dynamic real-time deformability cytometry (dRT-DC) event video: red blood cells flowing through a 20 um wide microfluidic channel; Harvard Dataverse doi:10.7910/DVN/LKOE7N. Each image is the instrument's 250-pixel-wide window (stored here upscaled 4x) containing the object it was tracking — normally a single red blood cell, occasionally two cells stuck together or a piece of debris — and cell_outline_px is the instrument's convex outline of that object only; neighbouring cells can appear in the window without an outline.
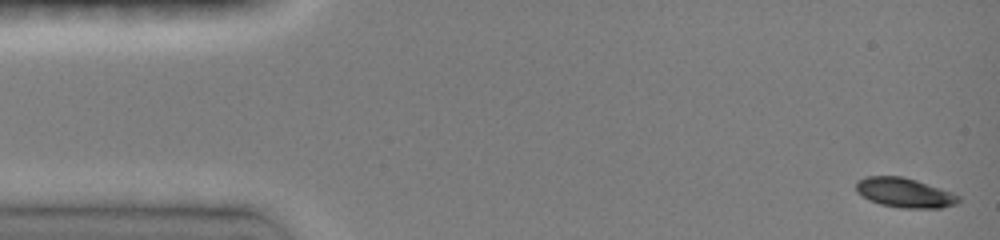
{"species": "common noctule bat (a hibernating species)", "species_latin": "Nyctalus noctula", "temperature_condition": "room temperature", "stored_images_in_passage": 23, "camera_frame_rate_fps": 3000, "um_per_image_px": 0.085, "animal": {"sex": "female", "body_mass_g": 19.0, "forearm_length_mm": 51.5}, "frame": {"image": 1, "passage_image": 1, "time_ms": 0.0, "image_size_px": [1000, 240], "cell_outline_px": [[960, 200], [956, 204], [940, 208], [900, 208], [880, 204], [868, 200], [856, 192], [856, 180], [868, 176], [900, 176], [916, 180], [952, 192], [960, 196]], "centroid_in_image_um": [76.87, 16.38], "position_along_channel_um": 8.1, "area_um2": 17.74}}
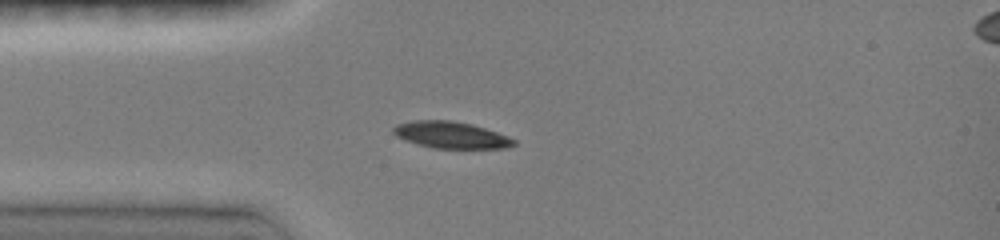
{"frame": {"image": 2, "passage_image": 16, "time_ms": 3.667, "image_size_px": [1000, 240], "cell_outline_px": [[516, 144], [504, 148], [432, 148], [416, 144], [404, 140], [396, 136], [392, 132], [392, 128], [396, 124], [412, 120], [452, 120], [472, 124], [508, 136], [516, 140]], "centroid_in_image_um": [38.28, 11.47], "position_along_channel_um": 46.7, "area_um2": 18.84}}